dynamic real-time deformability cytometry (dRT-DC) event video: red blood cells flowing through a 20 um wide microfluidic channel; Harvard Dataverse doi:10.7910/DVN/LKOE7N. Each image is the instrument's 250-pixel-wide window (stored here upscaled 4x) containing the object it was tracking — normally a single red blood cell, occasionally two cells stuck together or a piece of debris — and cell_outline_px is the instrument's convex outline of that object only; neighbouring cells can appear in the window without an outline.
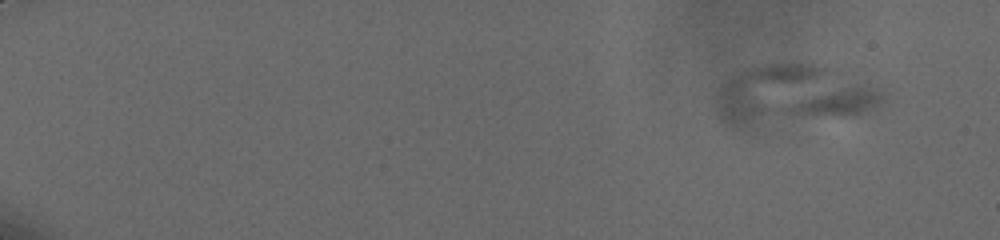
{"species": "human", "species_latin": "Homo sapiens", "temperature_condition": "cold", "stored_images_in_passage": 18, "camera_frame_rate_fps": 3000, "um_per_image_px": 0.085, "donor": {"sex": "male"}, "frame": {"image": 1, "passage_image": 1, "time_ms": 0.0, "image_size_px": [1000, 240], "cell_outline_px": [[888, 92], [884, 100], [880, 104], [860, 112], [744, 132], [724, 124], [720, 120], [716, 108], [716, 88], [720, 84], [732, 76], [752, 68], [768, 64], [808, 64], [824, 68]], "centroid_in_image_um": [67.19, 8.19], "position_along_channel_um": 17.8, "area_um2": 58.32}}
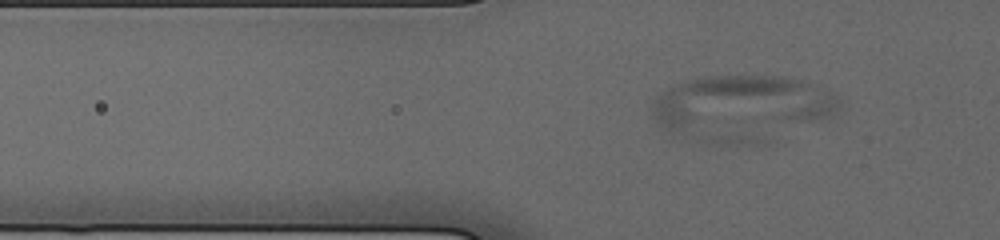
{"frame": {"image": 2, "passage_image": 10, "time_ms": 5.667, "image_size_px": [1000, 240], "cell_outline_px": [[840, 108], [832, 116], [812, 120], [676, 132], [672, 132], [664, 128], [656, 120], [652, 112], [652, 100], [656, 96], [668, 88], [692, 80], [708, 76], [780, 76], [800, 80], [816, 84], [840, 96]], "centroid_in_image_um": [63.02, 8.73], "position_along_channel_um": 62.8, "area_um2": 58.9}}
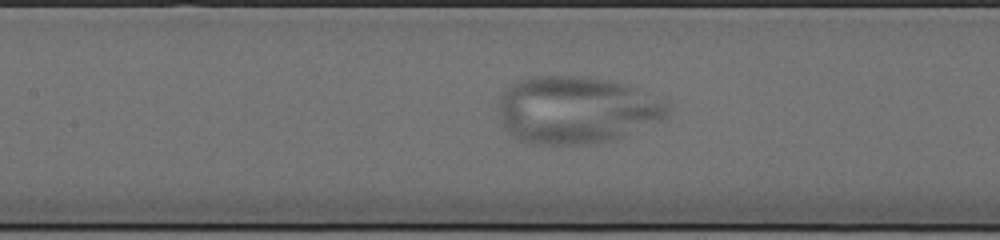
{"frame": {"image": 3, "passage_image": 16, "time_ms": 8.667, "image_size_px": [1000, 240], "cell_outline_px": [[668, 112], [664, 120], [624, 136], [596, 144], [528, 144], [520, 140], [508, 132], [504, 128], [500, 120], [500, 96], [504, 88], [512, 84], [532, 76], [584, 76], [628, 84], [668, 104]], "centroid_in_image_um": [48.98, 9.36], "position_along_channel_um": 158.4, "area_um2": 66.41}}